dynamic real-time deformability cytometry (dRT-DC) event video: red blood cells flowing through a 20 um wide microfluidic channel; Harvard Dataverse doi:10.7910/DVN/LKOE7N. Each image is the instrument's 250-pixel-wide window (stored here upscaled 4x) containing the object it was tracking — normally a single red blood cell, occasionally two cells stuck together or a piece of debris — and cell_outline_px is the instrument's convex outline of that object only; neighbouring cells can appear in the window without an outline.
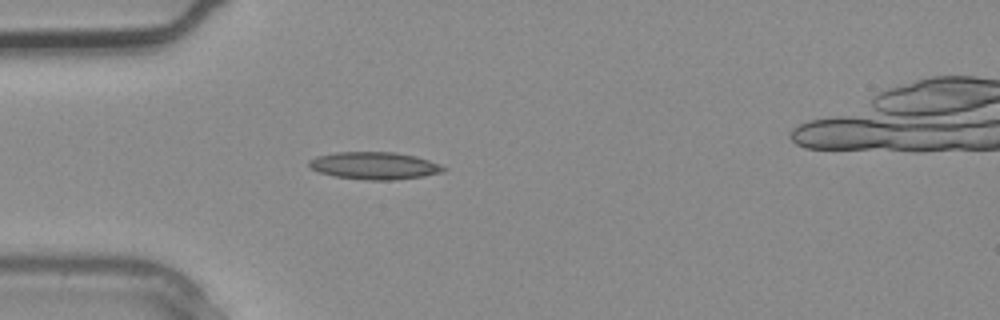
{"species": "common noctule bat (a hibernating species)", "species_latin": "Nyctalus noctula", "temperature_condition": "warm", "stored_images_in_passage": 3, "camera_frame_rate_fps": 3000, "um_per_image_px": 0.085, "animal": {"sex": "male", "body_mass_g": 20.4}, "frame": {"image": 1, "passage_image": 2, "time_ms": 0.333, "image_size_px": [1000, 320], "cell_outline_px": [[448, 168], [444, 172], [424, 176], [392, 180], [368, 180], [336, 176], [320, 172], [312, 168], [308, 164], [308, 160], [316, 156], [336, 152], [396, 152], [416, 156], [440, 164]], "centroid_in_image_um": [31.86, 14.07], "position_along_channel_um": 53.1, "area_um2": 21.44}}